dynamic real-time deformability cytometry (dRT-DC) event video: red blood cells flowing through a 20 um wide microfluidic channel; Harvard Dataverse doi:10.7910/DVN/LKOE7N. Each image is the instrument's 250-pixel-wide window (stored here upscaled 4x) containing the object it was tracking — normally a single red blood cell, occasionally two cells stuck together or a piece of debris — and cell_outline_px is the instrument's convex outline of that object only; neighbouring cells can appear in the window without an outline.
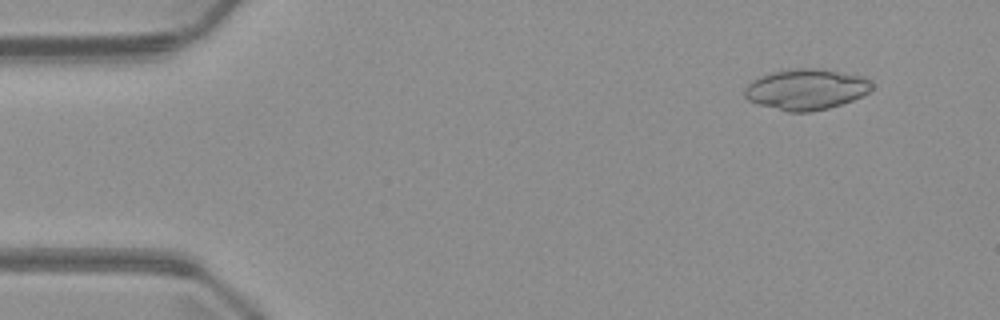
{"species": "common noctule bat (a hibernating species)", "species_latin": "Nyctalus noctula", "temperature_condition": "warm", "stored_images_in_passage": 5, "camera_frame_rate_fps": 3000, "um_per_image_px": 0.085, "animal": {"sex": "male", "body_mass_g": 23.1, "forearm_length_mm": 52.7}, "frame": {"image": 1, "passage_image": 2, "time_ms": 1.0, "image_size_px": [1000, 320], "cell_outline_px": [[872, 88], [868, 92], [852, 100], [828, 108], [812, 112], [788, 112], [760, 104], [748, 100], [744, 96], [744, 88], [752, 80], [760, 76], [772, 72], [788, 68], [816, 68], [860, 76], [868, 80], [872, 84]], "centroid_in_image_um": [68.47, 7.59], "position_along_channel_um": 16.5, "area_um2": 30.0}}